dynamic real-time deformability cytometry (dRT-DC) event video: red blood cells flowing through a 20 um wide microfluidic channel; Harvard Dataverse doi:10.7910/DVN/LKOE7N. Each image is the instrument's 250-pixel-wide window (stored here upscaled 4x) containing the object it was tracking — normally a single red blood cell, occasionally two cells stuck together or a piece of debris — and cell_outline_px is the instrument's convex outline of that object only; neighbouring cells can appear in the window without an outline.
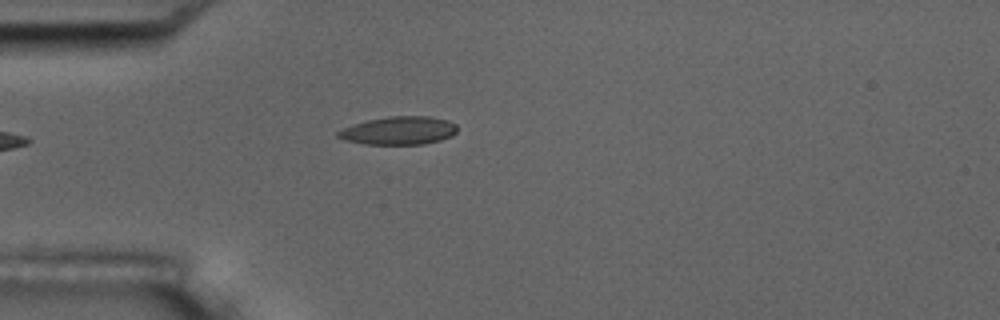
{"species": "common noctule bat (a hibernating species)", "species_latin": "Nyctalus noctula", "temperature_condition": "room temperature", "stored_images_in_passage": 2, "camera_frame_rate_fps": 3000, "um_per_image_px": 0.085, "animal": {"sex": "male", "body_mass_g": 17.5, "forearm_length_mm": 52.3}, "frame": {"image": 1, "passage_image": 2, "time_ms": 1.0, "image_size_px": [1000, 320], "cell_outline_px": [[456, 132], [452, 136], [440, 140], [424, 144], [364, 144], [344, 140], [336, 136], [336, 132], [352, 124], [368, 120], [388, 116], [428, 116], [448, 120], [456, 124]], "centroid_in_image_um": [33.89, 11.1], "position_along_channel_um": 51.1, "area_um2": 19.59}}